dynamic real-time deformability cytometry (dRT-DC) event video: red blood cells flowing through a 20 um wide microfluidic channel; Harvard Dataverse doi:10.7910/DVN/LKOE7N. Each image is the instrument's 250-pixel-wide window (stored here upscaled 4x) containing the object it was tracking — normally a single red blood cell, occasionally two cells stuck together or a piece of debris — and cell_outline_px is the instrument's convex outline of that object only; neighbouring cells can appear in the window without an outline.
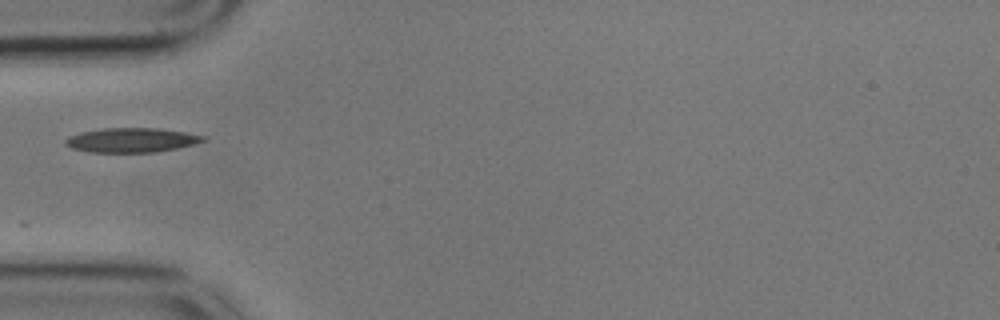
{"species": "common noctule bat (a hibernating species)", "species_latin": "Nyctalus noctula", "temperature_condition": "cold", "stored_images_in_passage": 13, "camera_frame_rate_fps": 3000, "um_per_image_px": 0.085, "animal": {"sex": "male", "body_mass_g": 17.9}, "frame": {"image": 1, "passage_image": 1, "time_ms": 0.0, "image_size_px": [1000, 320], "cell_outline_px": [[208, 140], [176, 148], [156, 152], [88, 152], [72, 148], [64, 144], [64, 140], [68, 136], [80, 132], [104, 128], [160, 128], [208, 136]], "centroid_in_image_um": [11.18, 11.9], "position_along_channel_um": 73.8, "area_um2": 19.71}}
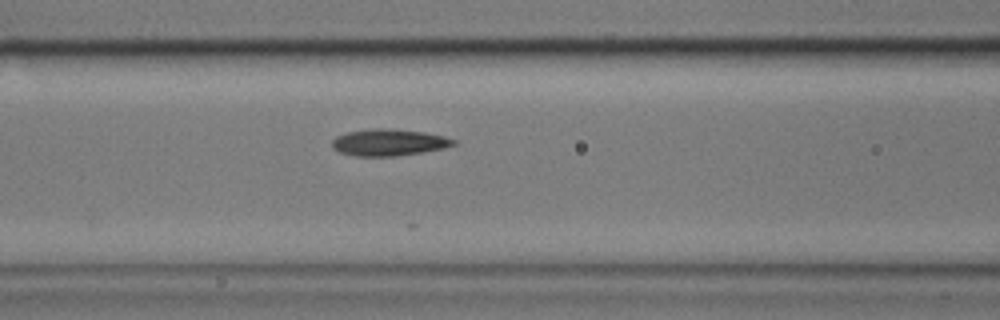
{"frame": {"image": 2, "passage_image": 6, "time_ms": 1.667, "image_size_px": [1000, 320], "cell_outline_px": [[456, 144], [444, 148], [424, 152], [396, 156], [356, 156], [340, 152], [332, 148], [332, 140], [336, 136], [348, 132], [376, 128], [392, 128], [424, 132], [444, 136], [456, 140]], "centroid_in_image_um": [33.06, 12.1], "position_along_channel_um": 133.5, "area_um2": 18.96}}